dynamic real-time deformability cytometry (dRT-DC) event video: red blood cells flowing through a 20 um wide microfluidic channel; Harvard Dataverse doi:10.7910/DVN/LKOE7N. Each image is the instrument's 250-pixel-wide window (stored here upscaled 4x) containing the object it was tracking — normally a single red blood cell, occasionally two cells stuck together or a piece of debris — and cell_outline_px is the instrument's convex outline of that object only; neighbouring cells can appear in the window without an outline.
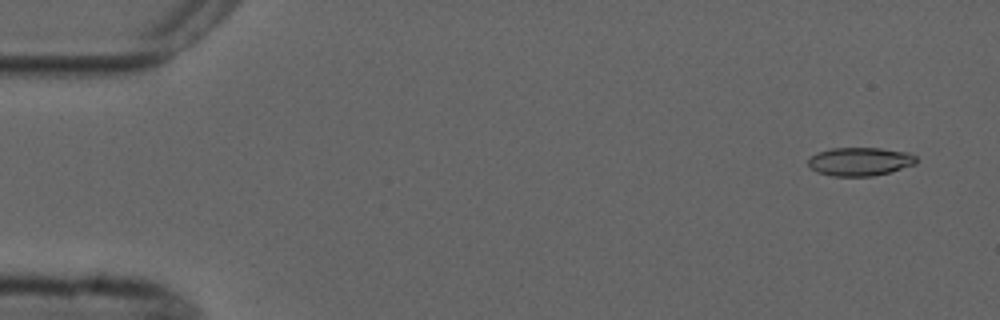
{"species": "common noctule bat (a hibernating species)", "species_latin": "Nyctalus noctula", "temperature_condition": "cold", "stored_images_in_passage": 5, "segment_of_instrument_passage": [1, 2], "camera_frame_rate_fps": 3000, "um_per_image_px": 0.085, "animal": {"sex": "male", "forearm_length_mm": 52.5}, "frame": {"image": 1, "passage_image": 1, "time_ms": 0.0, "image_size_px": [1000, 320], "cell_outline_px": [[916, 164], [892, 172], [872, 176], [832, 176], [816, 172], [808, 164], [808, 156], [832, 148], [880, 148], [908, 152], [916, 156]], "centroid_in_image_um": [73.1, 13.73], "position_along_channel_um": 11.9, "area_um2": 18.03}}
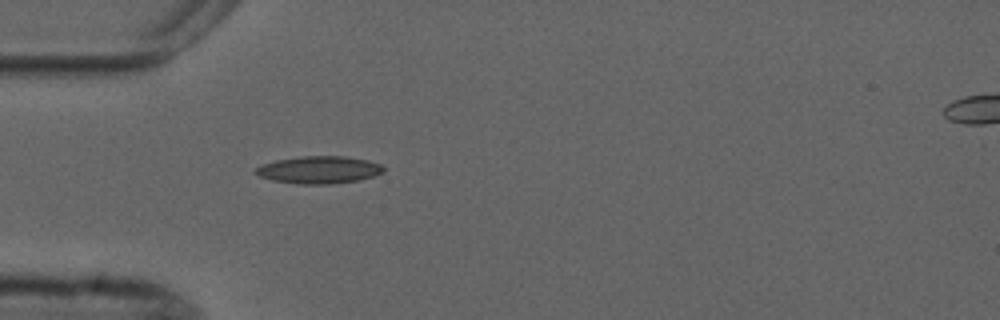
{"frame": {"image": 2, "passage_image": 4, "time_ms": 4.333, "image_size_px": [1000, 320], "cell_outline_px": [[384, 172], [360, 180], [328, 184], [296, 184], [272, 180], [260, 176], [256, 172], [256, 168], [264, 164], [276, 160], [300, 156], [344, 156], [368, 160], [380, 164], [384, 168]], "centroid_in_image_um": [27.14, 14.43], "position_along_channel_um": 57.9, "area_um2": 20.29}}